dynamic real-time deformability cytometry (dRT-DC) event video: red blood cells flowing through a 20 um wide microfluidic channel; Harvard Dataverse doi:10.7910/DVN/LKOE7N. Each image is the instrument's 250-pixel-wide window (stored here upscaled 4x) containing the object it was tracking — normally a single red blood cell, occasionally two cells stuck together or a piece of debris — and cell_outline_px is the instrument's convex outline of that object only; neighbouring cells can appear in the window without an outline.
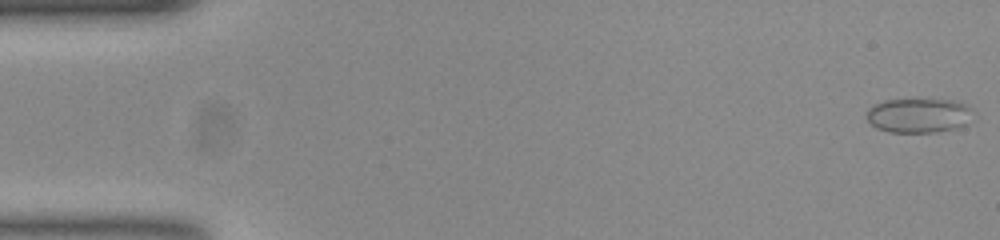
{"species": "common noctule bat (a hibernating species)", "species_latin": "Nyctalus noctula", "temperature_condition": "room temperature", "stored_images_in_passage": 54, "camera_frame_rate_fps": 3000, "um_per_image_px": 0.085, "animal": {"sex": "female", "body_mass_g": 23.0, "forearm_length_mm": 53.4}, "frame": {"image": 1, "passage_image": 1, "time_ms": 0.0, "image_size_px": [1000, 240], "cell_outline_px": [[976, 112], [964, 124], [956, 128], [936, 132], [888, 132], [876, 128], [868, 120], [868, 108], [872, 104], [884, 100], [920, 96], [956, 100], [972, 108]], "centroid_in_image_um": [78.1, 9.74], "position_along_channel_um": 6.9, "area_um2": 22.43}}
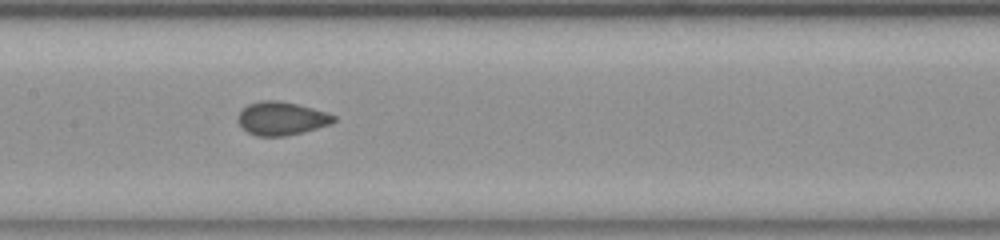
{"frame": {"image": 2, "passage_image": 26, "time_ms": 8.333, "image_size_px": [1000, 240], "cell_outline_px": [[336, 120], [332, 124], [304, 132], [284, 136], [256, 136], [248, 132], [236, 120], [236, 116], [248, 104], [260, 100], [276, 100], [296, 104], [312, 108], [336, 116]], "centroid_in_image_um": [23.92, 10.07], "position_along_channel_um": 183.5, "area_um2": 18.61}}
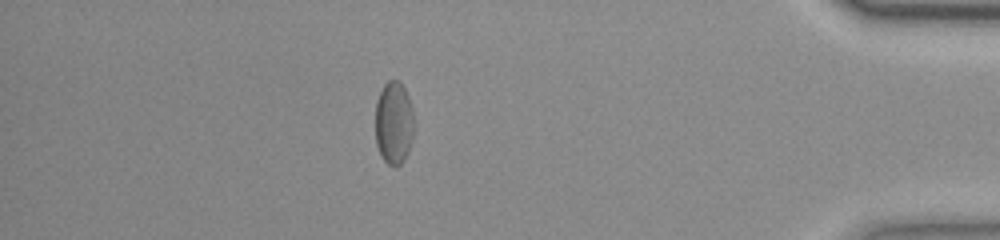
{"frame": {"image": 3, "passage_image": 47, "time_ms": 15.333, "image_size_px": [1000, 240], "cell_outline_px": [[412, 140], [408, 152], [404, 160], [400, 164], [388, 164], [380, 156], [376, 144], [376, 100], [384, 84], [388, 80], [400, 80], [408, 96], [412, 108]], "centroid_in_image_um": [33.46, 10.43], "position_along_channel_um": 401.7, "area_um2": 18.55}, "authors_computed_cell_mechanics": {"area_um2": 18.8428, "velocity_mm_per_s": 3.7745, "shape_relaxation_time_tau1_ms": 8.7468, "shape_relaxation_time_tau2_ms": null, "deformation_change_tau1": 0.157, "deformation_change_tau2": null}}